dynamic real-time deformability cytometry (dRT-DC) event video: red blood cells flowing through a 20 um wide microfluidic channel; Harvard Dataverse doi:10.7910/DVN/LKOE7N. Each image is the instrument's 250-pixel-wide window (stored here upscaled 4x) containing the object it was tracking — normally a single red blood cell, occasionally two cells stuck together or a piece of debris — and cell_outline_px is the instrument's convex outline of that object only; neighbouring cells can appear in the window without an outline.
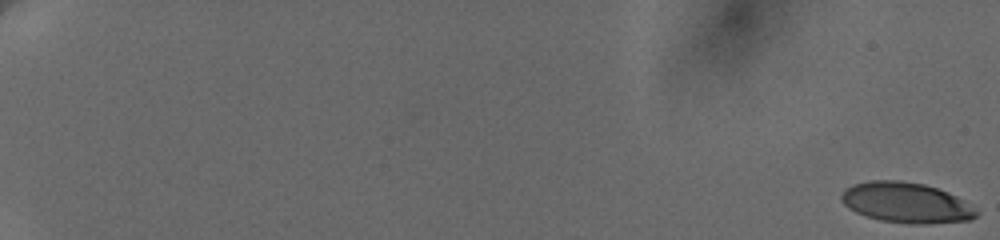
{"species": "human", "species_latin": "Homo sapiens", "temperature_condition": "cold", "stored_images_in_passage": 10, "camera_frame_rate_fps": 3000, "um_per_image_px": 0.085, "donor": {"sex": "female"}, "frame": {"image": 1, "passage_image": 1, "time_ms": 0.0, "image_size_px": [1000, 240], "cell_outline_px": [[980, 212], [972, 220], [924, 224], [912, 224], [880, 220], [856, 212], [848, 208], [840, 200], [840, 196], [844, 188], [852, 184], [872, 180], [900, 180], [924, 184], [948, 192], [964, 200]], "centroid_in_image_um": [77.02, 17.22], "position_along_channel_um": 8.0, "area_um2": 31.96}}
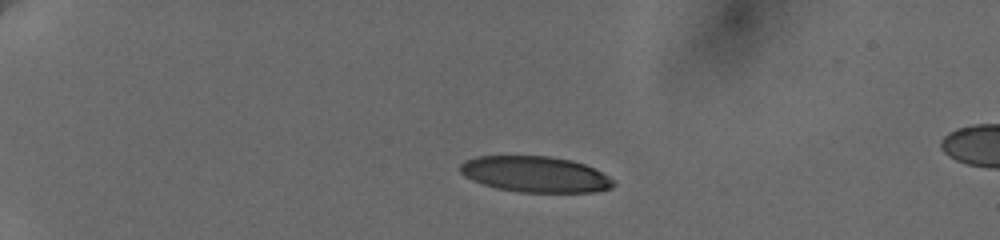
{"frame": {"image": 2, "passage_image": 7, "time_ms": 5.333, "image_size_px": [1000, 240], "cell_outline_px": [[616, 184], [612, 188], [592, 192], [520, 192], [496, 188], [472, 180], [464, 176], [460, 172], [460, 164], [464, 160], [476, 156], [548, 156], [572, 160], [584, 164], [608, 176]], "centroid_in_image_um": [45.47, 14.81], "position_along_channel_um": 39.5, "area_um2": 32.02}}